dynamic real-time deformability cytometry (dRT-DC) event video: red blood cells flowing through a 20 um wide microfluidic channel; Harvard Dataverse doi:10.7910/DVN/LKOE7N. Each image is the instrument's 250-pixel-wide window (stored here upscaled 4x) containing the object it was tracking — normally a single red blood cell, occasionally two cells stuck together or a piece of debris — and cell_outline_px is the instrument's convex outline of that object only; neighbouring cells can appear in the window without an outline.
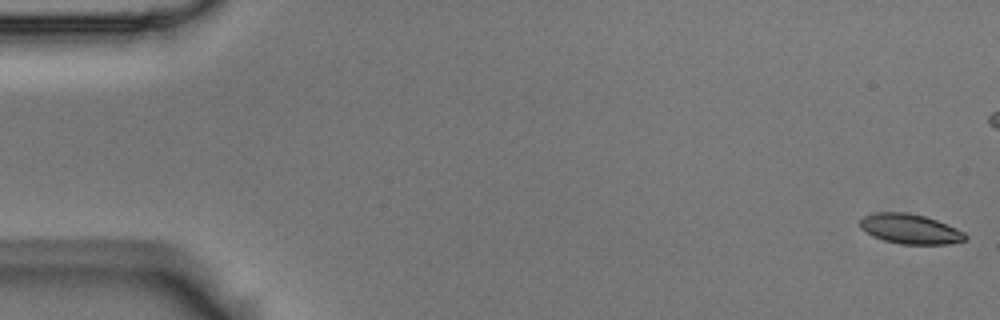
{"species": "Egyptian fruit bat (a non-hibernating species)", "species_latin": "Rousettus aegyptiacus", "temperature_condition": "room temperature", "stored_images_in_passage": 3, "segment_of_instrument_passage": [2, 2], "camera_frame_rate_fps": 3000, "um_per_image_px": 0.085, "animal": {"sex": "male"}, "frame": {"image": 1, "passage_image": 3, "time_ms": 0.667, "image_size_px": [1000, 320], "cell_outline_px": [[968, 240], [948, 244], [900, 244], [884, 240], [872, 236], [864, 232], [860, 228], [860, 220], [864, 216], [876, 212], [908, 212], [924, 216], [936, 220], [956, 228], [964, 232], [968, 236]], "centroid_in_image_um": [77.36, 19.46], "position_along_channel_um": 7.6, "area_um2": 18.44}}